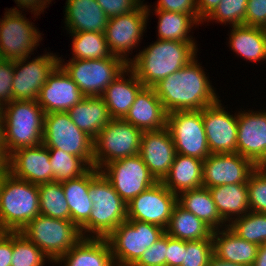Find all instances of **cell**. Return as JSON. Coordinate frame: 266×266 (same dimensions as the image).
<instances>
[{
    "label": "cell",
    "mask_w": 266,
    "mask_h": 266,
    "mask_svg": "<svg viewBox=\"0 0 266 266\" xmlns=\"http://www.w3.org/2000/svg\"><path fill=\"white\" fill-rule=\"evenodd\" d=\"M80 130L93 140L99 131L112 119L101 96L84 97L67 112Z\"/></svg>",
    "instance_id": "30"
},
{
    "label": "cell",
    "mask_w": 266,
    "mask_h": 266,
    "mask_svg": "<svg viewBox=\"0 0 266 266\" xmlns=\"http://www.w3.org/2000/svg\"><path fill=\"white\" fill-rule=\"evenodd\" d=\"M124 266H138V265H135V264H130V265H124Z\"/></svg>",
    "instance_id": "59"
},
{
    "label": "cell",
    "mask_w": 266,
    "mask_h": 266,
    "mask_svg": "<svg viewBox=\"0 0 266 266\" xmlns=\"http://www.w3.org/2000/svg\"><path fill=\"white\" fill-rule=\"evenodd\" d=\"M91 167L81 176L61 182L70 210V221L80 228L90 216L92 201L89 198Z\"/></svg>",
    "instance_id": "32"
},
{
    "label": "cell",
    "mask_w": 266,
    "mask_h": 266,
    "mask_svg": "<svg viewBox=\"0 0 266 266\" xmlns=\"http://www.w3.org/2000/svg\"><path fill=\"white\" fill-rule=\"evenodd\" d=\"M197 57L153 86L167 113L202 110L219 100Z\"/></svg>",
    "instance_id": "1"
},
{
    "label": "cell",
    "mask_w": 266,
    "mask_h": 266,
    "mask_svg": "<svg viewBox=\"0 0 266 266\" xmlns=\"http://www.w3.org/2000/svg\"><path fill=\"white\" fill-rule=\"evenodd\" d=\"M167 128L176 153L205 160L211 153L205 134L202 110L173 111L167 115Z\"/></svg>",
    "instance_id": "12"
},
{
    "label": "cell",
    "mask_w": 266,
    "mask_h": 266,
    "mask_svg": "<svg viewBox=\"0 0 266 266\" xmlns=\"http://www.w3.org/2000/svg\"><path fill=\"white\" fill-rule=\"evenodd\" d=\"M72 36L71 59H102L112 55L105 34L100 32H69Z\"/></svg>",
    "instance_id": "36"
},
{
    "label": "cell",
    "mask_w": 266,
    "mask_h": 266,
    "mask_svg": "<svg viewBox=\"0 0 266 266\" xmlns=\"http://www.w3.org/2000/svg\"><path fill=\"white\" fill-rule=\"evenodd\" d=\"M26 18L16 7L6 10L0 18V58L16 60L34 54L43 37Z\"/></svg>",
    "instance_id": "11"
},
{
    "label": "cell",
    "mask_w": 266,
    "mask_h": 266,
    "mask_svg": "<svg viewBox=\"0 0 266 266\" xmlns=\"http://www.w3.org/2000/svg\"><path fill=\"white\" fill-rule=\"evenodd\" d=\"M54 181L63 182L84 174L90 166L78 156L60 149H48Z\"/></svg>",
    "instance_id": "38"
},
{
    "label": "cell",
    "mask_w": 266,
    "mask_h": 266,
    "mask_svg": "<svg viewBox=\"0 0 266 266\" xmlns=\"http://www.w3.org/2000/svg\"><path fill=\"white\" fill-rule=\"evenodd\" d=\"M13 232L0 231V266H11Z\"/></svg>",
    "instance_id": "50"
},
{
    "label": "cell",
    "mask_w": 266,
    "mask_h": 266,
    "mask_svg": "<svg viewBox=\"0 0 266 266\" xmlns=\"http://www.w3.org/2000/svg\"><path fill=\"white\" fill-rule=\"evenodd\" d=\"M139 155L154 178L162 181L168 174L176 155L168 128L142 132Z\"/></svg>",
    "instance_id": "22"
},
{
    "label": "cell",
    "mask_w": 266,
    "mask_h": 266,
    "mask_svg": "<svg viewBox=\"0 0 266 266\" xmlns=\"http://www.w3.org/2000/svg\"><path fill=\"white\" fill-rule=\"evenodd\" d=\"M222 220L229 225L250 211L247 182L208 188Z\"/></svg>",
    "instance_id": "31"
},
{
    "label": "cell",
    "mask_w": 266,
    "mask_h": 266,
    "mask_svg": "<svg viewBox=\"0 0 266 266\" xmlns=\"http://www.w3.org/2000/svg\"><path fill=\"white\" fill-rule=\"evenodd\" d=\"M237 125V153L266 167V110L238 111Z\"/></svg>",
    "instance_id": "19"
},
{
    "label": "cell",
    "mask_w": 266,
    "mask_h": 266,
    "mask_svg": "<svg viewBox=\"0 0 266 266\" xmlns=\"http://www.w3.org/2000/svg\"><path fill=\"white\" fill-rule=\"evenodd\" d=\"M14 74V60L0 58V105H7L12 101V81Z\"/></svg>",
    "instance_id": "45"
},
{
    "label": "cell",
    "mask_w": 266,
    "mask_h": 266,
    "mask_svg": "<svg viewBox=\"0 0 266 266\" xmlns=\"http://www.w3.org/2000/svg\"><path fill=\"white\" fill-rule=\"evenodd\" d=\"M44 116L37 100H12L3 106V142L8 155L42 144Z\"/></svg>",
    "instance_id": "4"
},
{
    "label": "cell",
    "mask_w": 266,
    "mask_h": 266,
    "mask_svg": "<svg viewBox=\"0 0 266 266\" xmlns=\"http://www.w3.org/2000/svg\"><path fill=\"white\" fill-rule=\"evenodd\" d=\"M177 203L201 219L213 231L228 226L222 220L211 193L206 187L181 192L177 196Z\"/></svg>",
    "instance_id": "33"
},
{
    "label": "cell",
    "mask_w": 266,
    "mask_h": 266,
    "mask_svg": "<svg viewBox=\"0 0 266 266\" xmlns=\"http://www.w3.org/2000/svg\"><path fill=\"white\" fill-rule=\"evenodd\" d=\"M4 174H0V190L3 182Z\"/></svg>",
    "instance_id": "57"
},
{
    "label": "cell",
    "mask_w": 266,
    "mask_h": 266,
    "mask_svg": "<svg viewBox=\"0 0 266 266\" xmlns=\"http://www.w3.org/2000/svg\"><path fill=\"white\" fill-rule=\"evenodd\" d=\"M167 234L164 233L135 263L138 266H166Z\"/></svg>",
    "instance_id": "44"
},
{
    "label": "cell",
    "mask_w": 266,
    "mask_h": 266,
    "mask_svg": "<svg viewBox=\"0 0 266 266\" xmlns=\"http://www.w3.org/2000/svg\"><path fill=\"white\" fill-rule=\"evenodd\" d=\"M257 166L239 153L210 154L203 160V187L245 184Z\"/></svg>",
    "instance_id": "17"
},
{
    "label": "cell",
    "mask_w": 266,
    "mask_h": 266,
    "mask_svg": "<svg viewBox=\"0 0 266 266\" xmlns=\"http://www.w3.org/2000/svg\"><path fill=\"white\" fill-rule=\"evenodd\" d=\"M100 171L126 204L158 182L139 154L112 161Z\"/></svg>",
    "instance_id": "14"
},
{
    "label": "cell",
    "mask_w": 266,
    "mask_h": 266,
    "mask_svg": "<svg viewBox=\"0 0 266 266\" xmlns=\"http://www.w3.org/2000/svg\"><path fill=\"white\" fill-rule=\"evenodd\" d=\"M228 227L240 238L261 246L266 244V213L249 211L234 219Z\"/></svg>",
    "instance_id": "39"
},
{
    "label": "cell",
    "mask_w": 266,
    "mask_h": 266,
    "mask_svg": "<svg viewBox=\"0 0 266 266\" xmlns=\"http://www.w3.org/2000/svg\"><path fill=\"white\" fill-rule=\"evenodd\" d=\"M64 266H116L106 238L82 237L55 264Z\"/></svg>",
    "instance_id": "24"
},
{
    "label": "cell",
    "mask_w": 266,
    "mask_h": 266,
    "mask_svg": "<svg viewBox=\"0 0 266 266\" xmlns=\"http://www.w3.org/2000/svg\"><path fill=\"white\" fill-rule=\"evenodd\" d=\"M89 198L93 203L92 211L89 219L79 228L82 237L107 238L127 220V204L95 167H91Z\"/></svg>",
    "instance_id": "3"
},
{
    "label": "cell",
    "mask_w": 266,
    "mask_h": 266,
    "mask_svg": "<svg viewBox=\"0 0 266 266\" xmlns=\"http://www.w3.org/2000/svg\"><path fill=\"white\" fill-rule=\"evenodd\" d=\"M154 13L158 16L157 39L196 42L189 33L193 27L202 24L199 15H187L165 10H154Z\"/></svg>",
    "instance_id": "35"
},
{
    "label": "cell",
    "mask_w": 266,
    "mask_h": 266,
    "mask_svg": "<svg viewBox=\"0 0 266 266\" xmlns=\"http://www.w3.org/2000/svg\"><path fill=\"white\" fill-rule=\"evenodd\" d=\"M65 59L59 57V65L78 85L85 97L102 96L110 85L127 67L122 58L110 56L102 59ZM64 63V64H63Z\"/></svg>",
    "instance_id": "6"
},
{
    "label": "cell",
    "mask_w": 266,
    "mask_h": 266,
    "mask_svg": "<svg viewBox=\"0 0 266 266\" xmlns=\"http://www.w3.org/2000/svg\"><path fill=\"white\" fill-rule=\"evenodd\" d=\"M208 266H245V265L236 264L234 262H227L212 255V257L209 260Z\"/></svg>",
    "instance_id": "55"
},
{
    "label": "cell",
    "mask_w": 266,
    "mask_h": 266,
    "mask_svg": "<svg viewBox=\"0 0 266 266\" xmlns=\"http://www.w3.org/2000/svg\"><path fill=\"white\" fill-rule=\"evenodd\" d=\"M213 230L193 213L186 211L178 203L174 206L165 233L183 241L212 239Z\"/></svg>",
    "instance_id": "34"
},
{
    "label": "cell",
    "mask_w": 266,
    "mask_h": 266,
    "mask_svg": "<svg viewBox=\"0 0 266 266\" xmlns=\"http://www.w3.org/2000/svg\"><path fill=\"white\" fill-rule=\"evenodd\" d=\"M231 28L228 43L237 56L254 63L266 60V28L244 24Z\"/></svg>",
    "instance_id": "29"
},
{
    "label": "cell",
    "mask_w": 266,
    "mask_h": 266,
    "mask_svg": "<svg viewBox=\"0 0 266 266\" xmlns=\"http://www.w3.org/2000/svg\"><path fill=\"white\" fill-rule=\"evenodd\" d=\"M0 145H4L3 142V118L0 117Z\"/></svg>",
    "instance_id": "56"
},
{
    "label": "cell",
    "mask_w": 266,
    "mask_h": 266,
    "mask_svg": "<svg viewBox=\"0 0 266 266\" xmlns=\"http://www.w3.org/2000/svg\"><path fill=\"white\" fill-rule=\"evenodd\" d=\"M9 172V155L6 152L5 146L0 145V174Z\"/></svg>",
    "instance_id": "53"
},
{
    "label": "cell",
    "mask_w": 266,
    "mask_h": 266,
    "mask_svg": "<svg viewBox=\"0 0 266 266\" xmlns=\"http://www.w3.org/2000/svg\"><path fill=\"white\" fill-rule=\"evenodd\" d=\"M150 7L143 4L139 9L108 20L104 34L112 55L122 58L128 64L131 62L128 56L143 39L151 12Z\"/></svg>",
    "instance_id": "13"
},
{
    "label": "cell",
    "mask_w": 266,
    "mask_h": 266,
    "mask_svg": "<svg viewBox=\"0 0 266 266\" xmlns=\"http://www.w3.org/2000/svg\"><path fill=\"white\" fill-rule=\"evenodd\" d=\"M105 15L110 19L118 15L139 9L144 3L141 0H96Z\"/></svg>",
    "instance_id": "46"
},
{
    "label": "cell",
    "mask_w": 266,
    "mask_h": 266,
    "mask_svg": "<svg viewBox=\"0 0 266 266\" xmlns=\"http://www.w3.org/2000/svg\"><path fill=\"white\" fill-rule=\"evenodd\" d=\"M221 0H196L199 20L201 23L214 11Z\"/></svg>",
    "instance_id": "52"
},
{
    "label": "cell",
    "mask_w": 266,
    "mask_h": 266,
    "mask_svg": "<svg viewBox=\"0 0 266 266\" xmlns=\"http://www.w3.org/2000/svg\"><path fill=\"white\" fill-rule=\"evenodd\" d=\"M177 196L203 186V160L176 153L168 174L161 181Z\"/></svg>",
    "instance_id": "28"
},
{
    "label": "cell",
    "mask_w": 266,
    "mask_h": 266,
    "mask_svg": "<svg viewBox=\"0 0 266 266\" xmlns=\"http://www.w3.org/2000/svg\"><path fill=\"white\" fill-rule=\"evenodd\" d=\"M167 115L154 88L143 87L123 120L142 132L156 131L167 127Z\"/></svg>",
    "instance_id": "23"
},
{
    "label": "cell",
    "mask_w": 266,
    "mask_h": 266,
    "mask_svg": "<svg viewBox=\"0 0 266 266\" xmlns=\"http://www.w3.org/2000/svg\"><path fill=\"white\" fill-rule=\"evenodd\" d=\"M142 131L123 119H111L94 139L93 167L139 154Z\"/></svg>",
    "instance_id": "8"
},
{
    "label": "cell",
    "mask_w": 266,
    "mask_h": 266,
    "mask_svg": "<svg viewBox=\"0 0 266 266\" xmlns=\"http://www.w3.org/2000/svg\"><path fill=\"white\" fill-rule=\"evenodd\" d=\"M84 97L78 85L58 65L41 88L37 102L45 114L68 112Z\"/></svg>",
    "instance_id": "20"
},
{
    "label": "cell",
    "mask_w": 266,
    "mask_h": 266,
    "mask_svg": "<svg viewBox=\"0 0 266 266\" xmlns=\"http://www.w3.org/2000/svg\"><path fill=\"white\" fill-rule=\"evenodd\" d=\"M250 211L266 213V167H257L247 182Z\"/></svg>",
    "instance_id": "42"
},
{
    "label": "cell",
    "mask_w": 266,
    "mask_h": 266,
    "mask_svg": "<svg viewBox=\"0 0 266 266\" xmlns=\"http://www.w3.org/2000/svg\"><path fill=\"white\" fill-rule=\"evenodd\" d=\"M42 143L48 149H60L81 157L93 167L94 140L78 128L67 112L45 114Z\"/></svg>",
    "instance_id": "10"
},
{
    "label": "cell",
    "mask_w": 266,
    "mask_h": 266,
    "mask_svg": "<svg viewBox=\"0 0 266 266\" xmlns=\"http://www.w3.org/2000/svg\"><path fill=\"white\" fill-rule=\"evenodd\" d=\"M176 204L177 195L158 181L127 204V220L146 222L166 229Z\"/></svg>",
    "instance_id": "16"
},
{
    "label": "cell",
    "mask_w": 266,
    "mask_h": 266,
    "mask_svg": "<svg viewBox=\"0 0 266 266\" xmlns=\"http://www.w3.org/2000/svg\"><path fill=\"white\" fill-rule=\"evenodd\" d=\"M65 4L68 32H105L109 18L96 0H66Z\"/></svg>",
    "instance_id": "26"
},
{
    "label": "cell",
    "mask_w": 266,
    "mask_h": 266,
    "mask_svg": "<svg viewBox=\"0 0 266 266\" xmlns=\"http://www.w3.org/2000/svg\"><path fill=\"white\" fill-rule=\"evenodd\" d=\"M166 266H181L184 260V241L167 235Z\"/></svg>",
    "instance_id": "49"
},
{
    "label": "cell",
    "mask_w": 266,
    "mask_h": 266,
    "mask_svg": "<svg viewBox=\"0 0 266 266\" xmlns=\"http://www.w3.org/2000/svg\"><path fill=\"white\" fill-rule=\"evenodd\" d=\"M165 229L146 222L125 220L106 238L116 266L135 264Z\"/></svg>",
    "instance_id": "9"
},
{
    "label": "cell",
    "mask_w": 266,
    "mask_h": 266,
    "mask_svg": "<svg viewBox=\"0 0 266 266\" xmlns=\"http://www.w3.org/2000/svg\"><path fill=\"white\" fill-rule=\"evenodd\" d=\"M40 214L38 185L4 173L0 190V231L21 232Z\"/></svg>",
    "instance_id": "5"
},
{
    "label": "cell",
    "mask_w": 266,
    "mask_h": 266,
    "mask_svg": "<svg viewBox=\"0 0 266 266\" xmlns=\"http://www.w3.org/2000/svg\"><path fill=\"white\" fill-rule=\"evenodd\" d=\"M9 172L16 178L37 185L54 181L49 150L43 143L12 152L9 155Z\"/></svg>",
    "instance_id": "21"
},
{
    "label": "cell",
    "mask_w": 266,
    "mask_h": 266,
    "mask_svg": "<svg viewBox=\"0 0 266 266\" xmlns=\"http://www.w3.org/2000/svg\"><path fill=\"white\" fill-rule=\"evenodd\" d=\"M48 259V260H47ZM51 260L22 232H13L11 266H44Z\"/></svg>",
    "instance_id": "40"
},
{
    "label": "cell",
    "mask_w": 266,
    "mask_h": 266,
    "mask_svg": "<svg viewBox=\"0 0 266 266\" xmlns=\"http://www.w3.org/2000/svg\"><path fill=\"white\" fill-rule=\"evenodd\" d=\"M2 109H3V106L0 105V117H2Z\"/></svg>",
    "instance_id": "58"
},
{
    "label": "cell",
    "mask_w": 266,
    "mask_h": 266,
    "mask_svg": "<svg viewBox=\"0 0 266 266\" xmlns=\"http://www.w3.org/2000/svg\"><path fill=\"white\" fill-rule=\"evenodd\" d=\"M253 266H266V244L258 247L257 256Z\"/></svg>",
    "instance_id": "54"
},
{
    "label": "cell",
    "mask_w": 266,
    "mask_h": 266,
    "mask_svg": "<svg viewBox=\"0 0 266 266\" xmlns=\"http://www.w3.org/2000/svg\"><path fill=\"white\" fill-rule=\"evenodd\" d=\"M245 25L266 28V0H248Z\"/></svg>",
    "instance_id": "47"
},
{
    "label": "cell",
    "mask_w": 266,
    "mask_h": 266,
    "mask_svg": "<svg viewBox=\"0 0 266 266\" xmlns=\"http://www.w3.org/2000/svg\"><path fill=\"white\" fill-rule=\"evenodd\" d=\"M212 255V239L184 241V260L181 266H208Z\"/></svg>",
    "instance_id": "43"
},
{
    "label": "cell",
    "mask_w": 266,
    "mask_h": 266,
    "mask_svg": "<svg viewBox=\"0 0 266 266\" xmlns=\"http://www.w3.org/2000/svg\"><path fill=\"white\" fill-rule=\"evenodd\" d=\"M221 100L202 109V118L211 154L237 153V116L224 110Z\"/></svg>",
    "instance_id": "18"
},
{
    "label": "cell",
    "mask_w": 266,
    "mask_h": 266,
    "mask_svg": "<svg viewBox=\"0 0 266 266\" xmlns=\"http://www.w3.org/2000/svg\"><path fill=\"white\" fill-rule=\"evenodd\" d=\"M198 52L196 42L157 39L139 50L128 66L144 87H153L160 80L188 65Z\"/></svg>",
    "instance_id": "2"
},
{
    "label": "cell",
    "mask_w": 266,
    "mask_h": 266,
    "mask_svg": "<svg viewBox=\"0 0 266 266\" xmlns=\"http://www.w3.org/2000/svg\"><path fill=\"white\" fill-rule=\"evenodd\" d=\"M213 255L227 262L253 266L258 245L240 238L228 226L212 232Z\"/></svg>",
    "instance_id": "27"
},
{
    "label": "cell",
    "mask_w": 266,
    "mask_h": 266,
    "mask_svg": "<svg viewBox=\"0 0 266 266\" xmlns=\"http://www.w3.org/2000/svg\"><path fill=\"white\" fill-rule=\"evenodd\" d=\"M19 9L23 8L31 10V14H34V17H38L42 12H44V9L47 8V5L51 3V0H14ZM36 15V16H35Z\"/></svg>",
    "instance_id": "51"
},
{
    "label": "cell",
    "mask_w": 266,
    "mask_h": 266,
    "mask_svg": "<svg viewBox=\"0 0 266 266\" xmlns=\"http://www.w3.org/2000/svg\"><path fill=\"white\" fill-rule=\"evenodd\" d=\"M40 214L70 221L69 205L61 182L38 184Z\"/></svg>",
    "instance_id": "37"
},
{
    "label": "cell",
    "mask_w": 266,
    "mask_h": 266,
    "mask_svg": "<svg viewBox=\"0 0 266 266\" xmlns=\"http://www.w3.org/2000/svg\"><path fill=\"white\" fill-rule=\"evenodd\" d=\"M29 58L14 60L12 100H37L49 75L59 65V56L50 52L31 61Z\"/></svg>",
    "instance_id": "15"
},
{
    "label": "cell",
    "mask_w": 266,
    "mask_h": 266,
    "mask_svg": "<svg viewBox=\"0 0 266 266\" xmlns=\"http://www.w3.org/2000/svg\"><path fill=\"white\" fill-rule=\"evenodd\" d=\"M155 10L198 15L196 0H158Z\"/></svg>",
    "instance_id": "48"
},
{
    "label": "cell",
    "mask_w": 266,
    "mask_h": 266,
    "mask_svg": "<svg viewBox=\"0 0 266 266\" xmlns=\"http://www.w3.org/2000/svg\"><path fill=\"white\" fill-rule=\"evenodd\" d=\"M21 232L41 249L53 266L82 238L80 229L71 221L42 214L30 221Z\"/></svg>",
    "instance_id": "7"
},
{
    "label": "cell",
    "mask_w": 266,
    "mask_h": 266,
    "mask_svg": "<svg viewBox=\"0 0 266 266\" xmlns=\"http://www.w3.org/2000/svg\"><path fill=\"white\" fill-rule=\"evenodd\" d=\"M143 87L144 85L139 81L135 72L129 66L120 73V75L106 87L101 96L108 107L111 118L123 119L134 103L136 95Z\"/></svg>",
    "instance_id": "25"
},
{
    "label": "cell",
    "mask_w": 266,
    "mask_h": 266,
    "mask_svg": "<svg viewBox=\"0 0 266 266\" xmlns=\"http://www.w3.org/2000/svg\"><path fill=\"white\" fill-rule=\"evenodd\" d=\"M248 0H221L219 5L203 22H218L230 26L245 25Z\"/></svg>",
    "instance_id": "41"
}]
</instances>
